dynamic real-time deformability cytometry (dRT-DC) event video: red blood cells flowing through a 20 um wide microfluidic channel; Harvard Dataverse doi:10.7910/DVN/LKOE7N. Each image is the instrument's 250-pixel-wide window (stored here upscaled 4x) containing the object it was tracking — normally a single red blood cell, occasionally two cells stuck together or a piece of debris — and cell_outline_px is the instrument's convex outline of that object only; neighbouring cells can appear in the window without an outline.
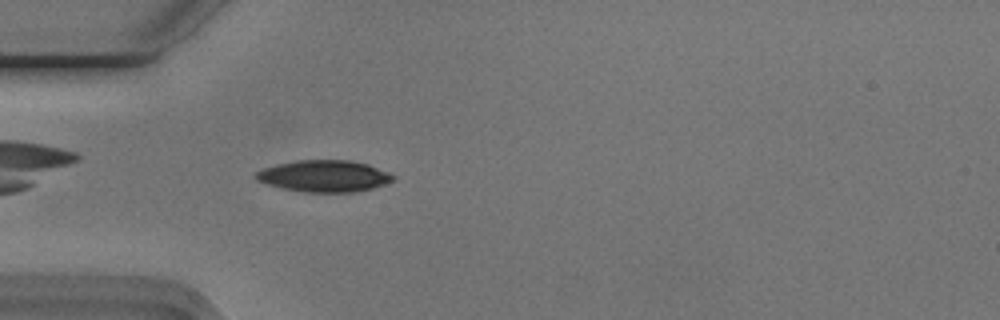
{"species": "Egyptian fruit bat (a non-hibernating species)", "species_latin": "Rousettus aegyptiacus", "temperature_condition": "cold", "stored_images_in_passage": 39, "camera_frame_rate_fps": 3000, "um_per_image_px": 0.085, "animal": {"sex": "male"}, "frame": {"image": 1, "passage_image": 4, "time_ms": 1.0, "image_size_px": [1000, 320], "cell_outline_px": [[396, 176], [392, 180], [384, 184], [372, 188], [352, 192], [304, 192], [284, 188], [268, 184], [256, 180], [252, 176], [256, 172], [264, 168], [276, 164], [296, 160], [348, 160], [368, 164], [388, 172]], "centroid_in_image_um": [27.53, 14.96], "position_along_channel_um": 57.5, "area_um2": 25.2}}
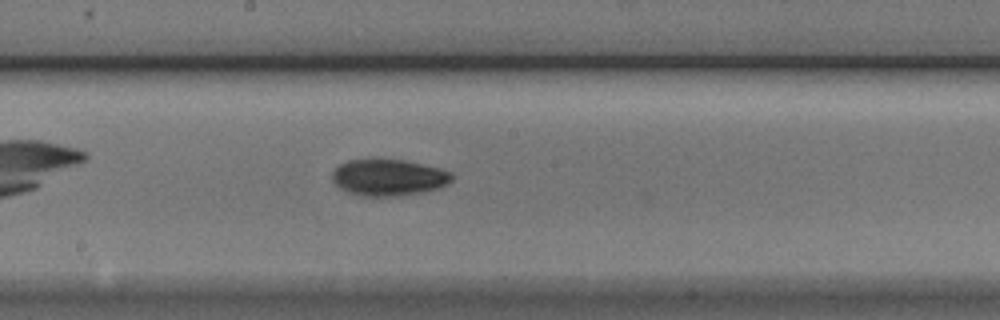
{"frame": {"image": 2, "passage_image": 17, "time_ms": 5.333, "image_size_px": [1000, 320], "cell_outline_px": [[452, 180], [448, 184], [440, 188], [424, 192], [400, 196], [360, 196], [348, 192], [340, 188], [332, 180], [332, 172], [340, 164], [348, 160], [404, 160], [440, 168], [452, 172]], "centroid_in_image_um": [33.05, 15.1], "position_along_channel_um": 215.1, "area_um2": 25.49}}
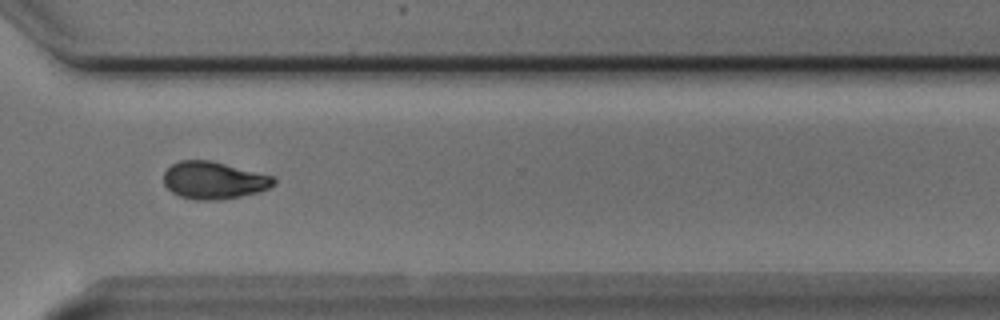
{"frame": {"image": 3, "passage_image": 28, "time_ms": 9.0, "image_size_px": [1000, 320], "cell_outline_px": [[276, 184], [268, 188], [256, 192], [240, 196], [220, 200], [196, 200], [180, 196], [172, 192], [164, 184], [164, 172], [172, 164], [180, 160], [212, 160], [276, 176]], "centroid_in_image_um": [18.2, 15.31], "position_along_channel_um": 352.4, "area_um2": 24.16}, "authors_computed_cell_mechanics": {"area_um2": 24.6228, "velocity_mm_per_s": 3.7441, "shape_relaxation_time_tau1_ms": 2.4362, "shape_relaxation_time_tau2_ms": null, "deformation_change_tau1": 0.1099, "deformation_change_tau2": null}}